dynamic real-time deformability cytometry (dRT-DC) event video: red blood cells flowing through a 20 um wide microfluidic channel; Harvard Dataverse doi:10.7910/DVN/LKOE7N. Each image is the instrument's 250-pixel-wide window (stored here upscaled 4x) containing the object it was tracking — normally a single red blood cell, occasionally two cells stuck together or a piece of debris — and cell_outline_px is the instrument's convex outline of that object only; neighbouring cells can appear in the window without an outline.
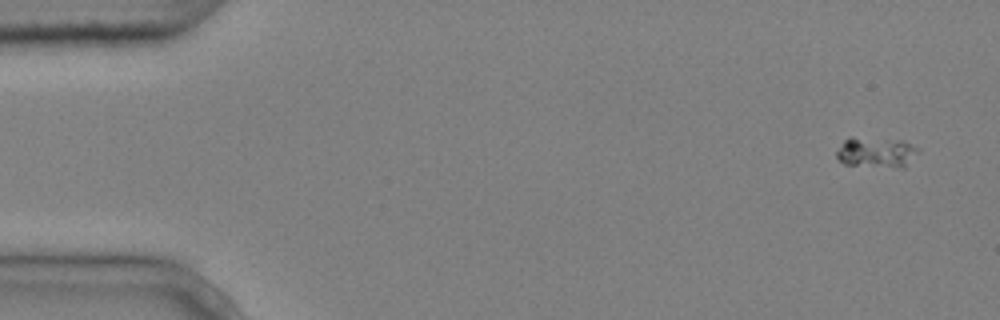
{"species": "common noctule bat (a hibernating species)", "species_latin": "Nyctalus noctula", "temperature_condition": "cold", "stored_images_in_passage": 7, "camera_frame_rate_fps": 3000, "um_per_image_px": 0.085, "animal": {"sex": "male", "body_mass_g": 20.4}, "frame": {"image": 1, "passage_image": 1, "time_ms": 0.0, "image_size_px": [1000, 320], "cell_outline_px": [[920, 152], [904, 168], [900, 168], [844, 164], [836, 156], [836, 152], [844, 140], [848, 136], [852, 136], [904, 140], [920, 148]], "centroid_in_image_um": [74.52, 12.93], "position_along_channel_um": 10.5, "area_um2": 14.91}}
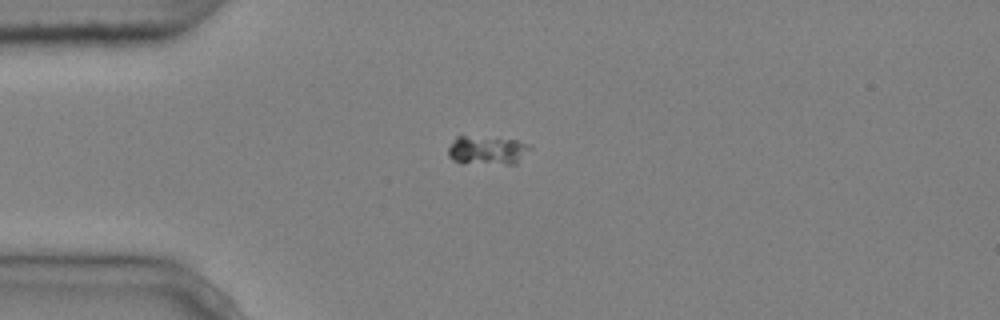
{"frame": {"image": 2, "passage_image": 4, "time_ms": 1.0, "image_size_px": [1000, 320], "cell_outline_px": [[532, 148], [516, 164], [460, 164], [452, 160], [448, 156], [448, 148], [456, 136], [464, 136], [516, 140], [532, 144]], "centroid_in_image_um": [41.41, 12.81], "position_along_channel_um": 43.6, "area_um2": 13.99}}